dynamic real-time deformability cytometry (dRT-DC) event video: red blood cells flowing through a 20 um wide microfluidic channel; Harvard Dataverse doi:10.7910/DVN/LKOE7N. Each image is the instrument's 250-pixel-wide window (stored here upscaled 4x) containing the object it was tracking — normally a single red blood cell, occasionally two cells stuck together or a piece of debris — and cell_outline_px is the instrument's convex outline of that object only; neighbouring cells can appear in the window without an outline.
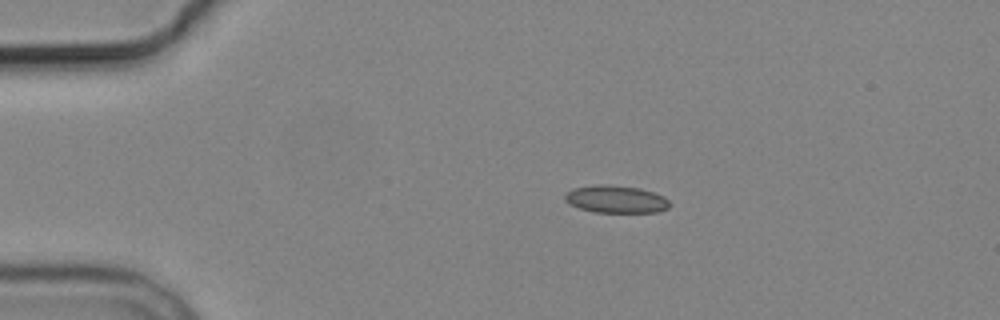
{"species": "common noctule bat (a hibernating species)", "species_latin": "Nyctalus noctula", "temperature_condition": "cold", "stored_images_in_passage": 3, "camera_frame_rate_fps": 3000, "um_per_image_px": 0.085, "animal": {"sex": "male", "body_mass_g": 19.2, "forearm_length_mm": 51.8}, "frame": {"image": 1, "passage_image": 1, "time_ms": 0.0, "image_size_px": [1000, 320], "cell_outline_px": [[668, 208], [656, 212], [596, 212], [580, 208], [568, 204], [564, 200], [564, 196], [572, 188], [596, 184], [608, 184], [640, 188], [664, 196], [668, 200]], "centroid_in_image_um": [52.32, 16.92], "position_along_channel_um": 32.7, "area_um2": 16.76}}
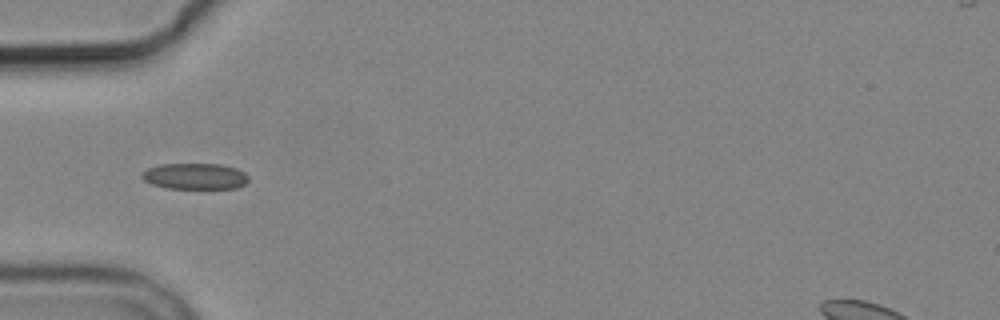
{"frame": {"image": 2, "passage_image": 3, "time_ms": 2.333, "image_size_px": [1000, 320], "cell_outline_px": [[248, 180], [244, 184], [236, 188], [168, 188], [152, 184], [144, 180], [140, 176], [140, 172], [148, 168], [160, 164], [220, 164], [236, 168], [244, 172], [248, 176]], "centroid_in_image_um": [16.54, 14.97], "position_along_channel_um": 68.5, "area_um2": 16.18}}